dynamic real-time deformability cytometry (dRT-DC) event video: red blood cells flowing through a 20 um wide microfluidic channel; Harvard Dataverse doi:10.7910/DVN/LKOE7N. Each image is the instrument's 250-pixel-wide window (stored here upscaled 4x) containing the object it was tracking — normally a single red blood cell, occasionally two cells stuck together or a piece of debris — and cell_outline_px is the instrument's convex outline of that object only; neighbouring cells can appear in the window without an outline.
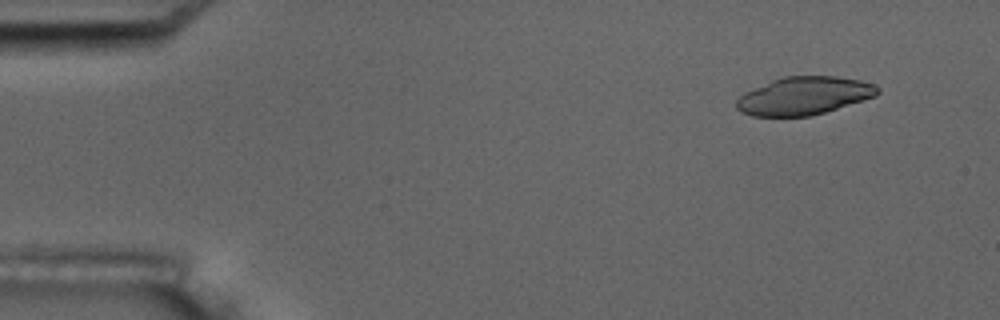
{"species": "common noctule bat (a hibernating species)", "species_latin": "Nyctalus noctula", "temperature_condition": "room temperature", "stored_images_in_passage": 5, "camera_frame_rate_fps": 3000, "um_per_image_px": 0.085, "animal": {"sex": "male", "body_mass_g": 17.5, "forearm_length_mm": 52.3}, "frame": {"image": 1, "passage_image": 2, "time_ms": 1.0, "image_size_px": [1000, 320], "cell_outline_px": [[880, 92], [876, 96], [864, 100], [812, 116], [752, 116], [740, 112], [736, 108], [736, 100], [744, 92], [772, 80], [784, 76], [836, 76], [860, 80], [872, 84], [880, 88]], "centroid_in_image_um": [68.33, 8.15], "position_along_channel_um": 16.7, "area_um2": 31.27}}